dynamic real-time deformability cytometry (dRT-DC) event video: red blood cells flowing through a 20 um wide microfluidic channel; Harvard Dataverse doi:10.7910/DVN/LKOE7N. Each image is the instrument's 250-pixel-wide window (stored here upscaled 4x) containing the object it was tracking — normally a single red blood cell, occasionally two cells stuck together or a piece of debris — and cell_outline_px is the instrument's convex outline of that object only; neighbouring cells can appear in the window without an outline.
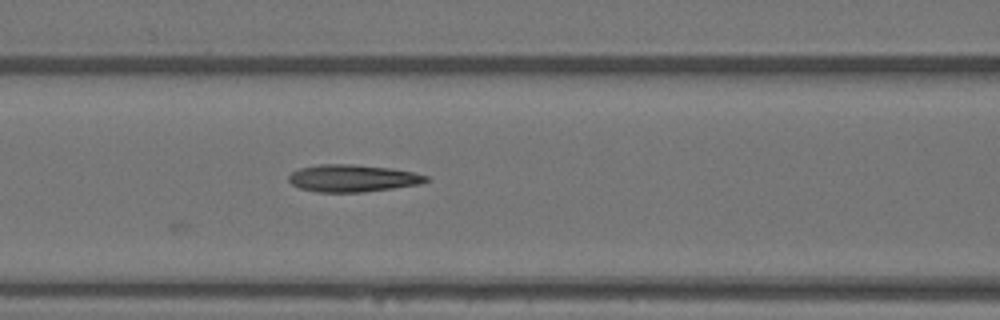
{"species": "Egyptian fruit bat (a non-hibernating species)", "species_latin": "Rousettus aegyptiacus", "temperature_condition": "warm", "stored_images_in_passage": 6, "camera_frame_rate_fps": 3000, "um_per_image_px": 0.085, "animal": {"sex": "female"}, "frame": {"image": 1, "passage_image": 6, "time_ms": 1.667, "image_size_px": [1000, 320], "cell_outline_px": [[428, 180], [420, 184], [364, 192], [316, 192], [300, 188], [292, 184], [288, 180], [288, 176], [292, 172], [300, 168], [320, 164], [352, 164], [392, 168], [412, 172], [428, 176]], "centroid_in_image_um": [29.95, 15.15], "position_along_channel_um": 136.6, "area_um2": 21.73}}